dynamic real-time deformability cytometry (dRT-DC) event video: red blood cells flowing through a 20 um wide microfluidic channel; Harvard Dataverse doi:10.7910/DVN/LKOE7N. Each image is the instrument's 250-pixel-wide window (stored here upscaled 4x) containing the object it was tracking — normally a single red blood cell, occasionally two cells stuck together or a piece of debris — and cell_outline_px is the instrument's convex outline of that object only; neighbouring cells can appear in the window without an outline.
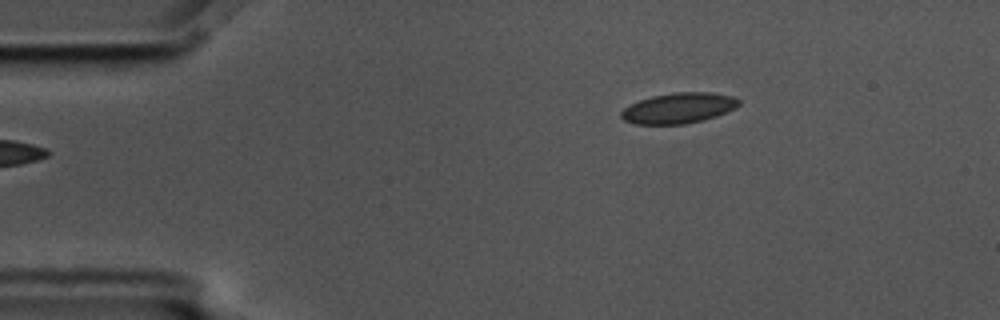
{"species": "common noctule bat (a hibernating species)", "species_latin": "Nyctalus noctula", "temperature_condition": "cold", "stored_images_in_passage": 2, "camera_frame_rate_fps": 3000, "um_per_image_px": 0.085, "animal": {"sex": "male", "body_mass_g": 17.5, "forearm_length_mm": 52.3}, "frame": {"image": 1, "passage_image": 2, "time_ms": 0.333, "image_size_px": [1000, 320], "cell_outline_px": [[740, 104], [736, 108], [716, 116], [704, 120], [684, 124], [636, 124], [624, 120], [620, 116], [620, 112], [628, 104], [652, 96], [672, 92], [712, 92], [732, 96], [740, 100]], "centroid_in_image_um": [57.68, 9.18], "position_along_channel_um": 27.3, "area_um2": 21.1}}